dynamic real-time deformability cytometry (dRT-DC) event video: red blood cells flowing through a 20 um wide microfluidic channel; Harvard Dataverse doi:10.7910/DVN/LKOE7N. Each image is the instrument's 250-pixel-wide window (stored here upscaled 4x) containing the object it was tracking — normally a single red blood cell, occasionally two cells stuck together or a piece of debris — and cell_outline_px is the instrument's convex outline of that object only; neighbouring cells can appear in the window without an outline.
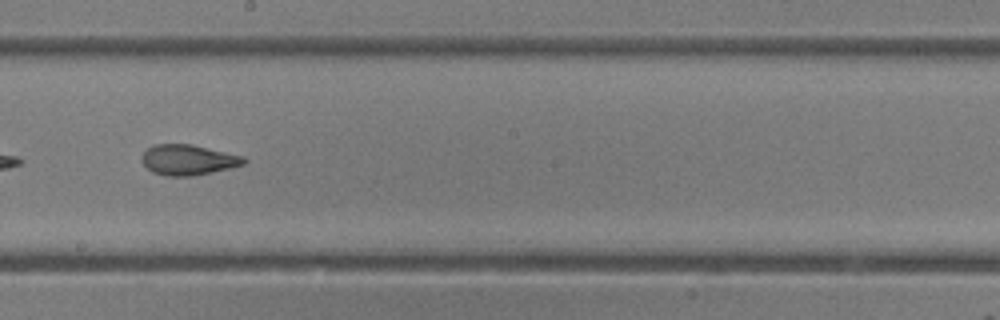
{"species": "common noctule bat (a hibernating species)", "species_latin": "Nyctalus noctula", "temperature_condition": "room temperature", "stored_images_in_passage": 27, "camera_frame_rate_fps": 3000, "um_per_image_px": 0.085, "animal": {"sex": "female"}, "frame": {"image": 1, "passage_image": 12, "time_ms": 3.667, "image_size_px": [1000, 320], "cell_outline_px": [[248, 160], [244, 164], [212, 172], [192, 176], [168, 176], [152, 172], [140, 160], [140, 156], [148, 148], [156, 144], [192, 144], [244, 156]], "centroid_in_image_um": [15.99, 13.58], "position_along_channel_um": 232.2, "area_um2": 18.09}}